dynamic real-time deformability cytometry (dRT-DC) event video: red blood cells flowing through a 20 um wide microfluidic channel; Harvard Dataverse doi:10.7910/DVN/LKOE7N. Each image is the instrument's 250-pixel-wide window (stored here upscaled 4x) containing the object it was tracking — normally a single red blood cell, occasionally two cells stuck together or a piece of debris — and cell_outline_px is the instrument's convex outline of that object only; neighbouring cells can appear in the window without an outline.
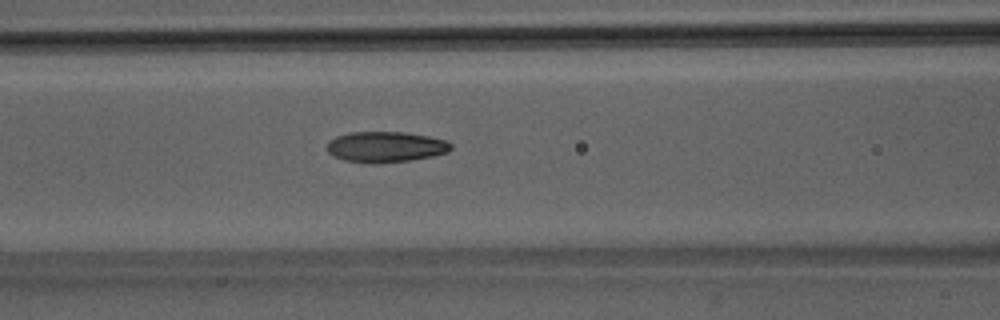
{"species": "Egyptian fruit bat (a non-hibernating species)", "species_latin": "Rousettus aegyptiacus", "temperature_condition": "room temperature", "stored_images_in_passage": 17, "camera_frame_rate_fps": 3000, "um_per_image_px": 0.085, "animal": {"sex": "male"}, "frame": {"image": 1, "passage_image": 7, "time_ms": 2.0, "image_size_px": [1000, 320], "cell_outline_px": [[452, 148], [448, 152], [432, 156], [408, 160], [380, 164], [372, 164], [344, 160], [332, 156], [328, 152], [328, 140], [336, 136], [348, 132], [404, 132], [428, 136], [448, 140], [452, 144]], "centroid_in_image_um": [32.77, 12.49], "position_along_channel_um": 133.8, "area_um2": 22.43}}